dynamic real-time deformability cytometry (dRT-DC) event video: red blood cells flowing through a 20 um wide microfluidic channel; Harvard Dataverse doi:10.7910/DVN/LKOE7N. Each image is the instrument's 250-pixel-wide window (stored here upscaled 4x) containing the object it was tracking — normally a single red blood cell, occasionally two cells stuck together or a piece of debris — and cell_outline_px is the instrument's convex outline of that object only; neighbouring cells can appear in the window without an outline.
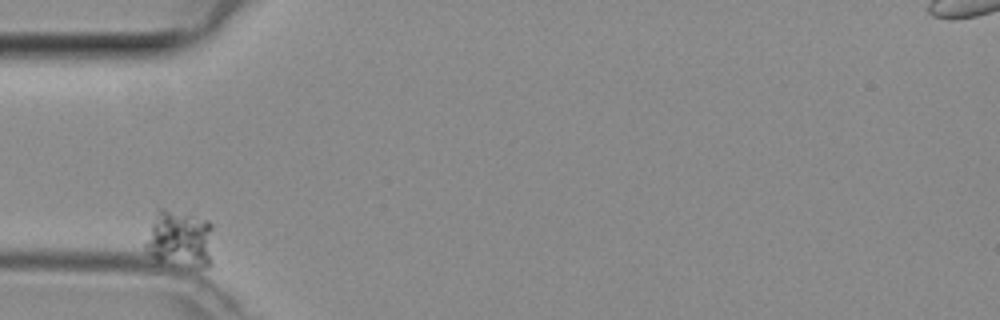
{"species": "common noctule bat (a hibernating species)", "species_latin": "Nyctalus noctula", "temperature_condition": "room temperature", "stored_images_in_passage": 30, "camera_frame_rate_fps": 3000, "um_per_image_px": 0.085, "animal": {"sex": "female", "body_mass_g": 29.2, "forearm_length_mm": 56.3}, "frame": {"image": 1, "passage_image": 1, "time_ms": 0.0, "image_size_px": [1000, 320], "cell_outline_px": [[212, 264], [204, 268], [196, 268], [160, 260], [152, 256], [144, 248], [144, 244], [152, 224], [160, 208], [164, 208], [208, 220], [212, 224]], "centroid_in_image_um": [15.35, 20.34], "position_along_channel_um": 69.7, "area_um2": 22.54}}
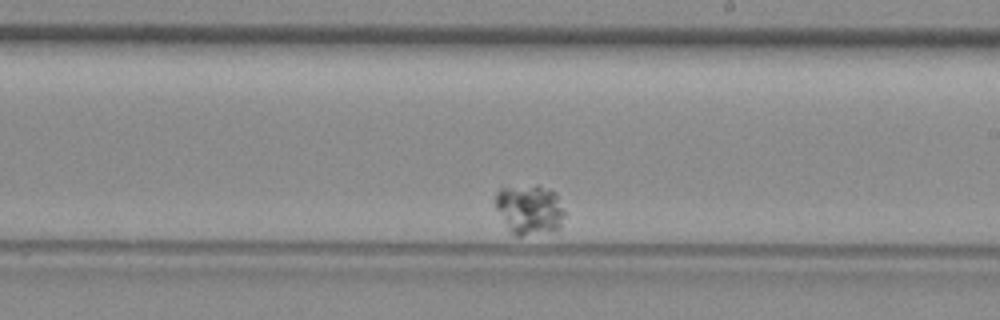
{"frame": {"image": 2, "passage_image": 18, "time_ms": 5.667, "image_size_px": [1000, 320], "cell_outline_px": [[564, 216], [560, 228], [552, 232], [520, 236], [516, 236], [508, 232], [496, 208], [496, 192], [500, 188], [536, 184], [556, 192], [564, 208]], "centroid_in_image_um": [45.01, 17.82], "position_along_channel_um": 244.0, "area_um2": 20.63}}
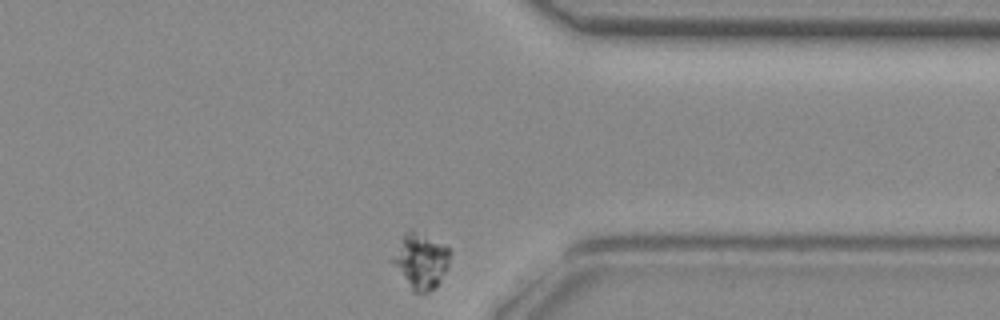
{"frame": {"image": 3, "passage_image": 30, "time_ms": 9.667, "image_size_px": [1000, 320], "cell_outline_px": [[448, 268], [436, 288], [428, 292], [412, 292], [388, 260], [404, 232], [412, 228], [448, 248]], "centroid_in_image_um": [35.68, 22.2], "position_along_channel_um": 375.7, "area_um2": 18.84}}